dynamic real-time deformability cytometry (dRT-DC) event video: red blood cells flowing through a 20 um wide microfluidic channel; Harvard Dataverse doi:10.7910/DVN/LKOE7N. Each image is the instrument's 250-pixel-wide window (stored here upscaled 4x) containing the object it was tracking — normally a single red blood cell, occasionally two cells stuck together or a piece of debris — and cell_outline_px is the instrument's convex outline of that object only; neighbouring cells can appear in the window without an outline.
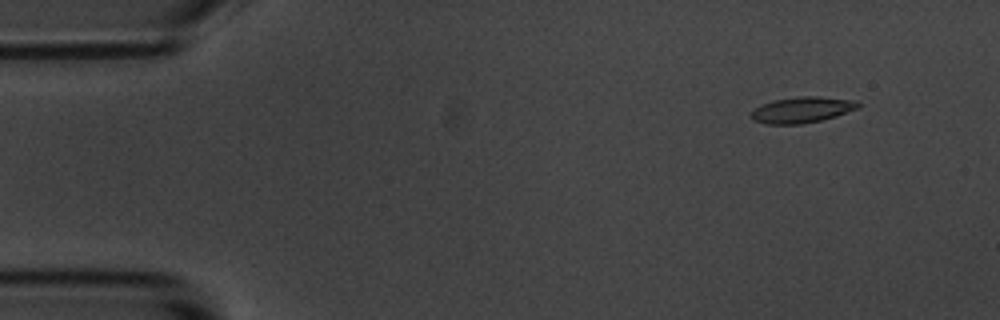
{"species": "common noctule bat (a hibernating species)", "species_latin": "Nyctalus noctula", "temperature_condition": "room temperature", "stored_images_in_passage": 4, "camera_frame_rate_fps": 3000, "um_per_image_px": 0.085, "animal": {"sex": "male", "body_mass_g": 20.1, "forearm_length_mm": 53.5}, "frame": {"image": 1, "passage_image": 1, "time_ms": 0.0, "image_size_px": [1000, 320], "cell_outline_px": [[860, 108], [836, 116], [820, 120], [800, 124], [764, 124], [752, 120], [748, 116], [760, 104], [776, 100], [800, 96], [816, 96], [856, 100], [860, 104]], "centroid_in_image_um": [68.16, 9.34], "position_along_channel_um": 16.8, "area_um2": 16.24}}
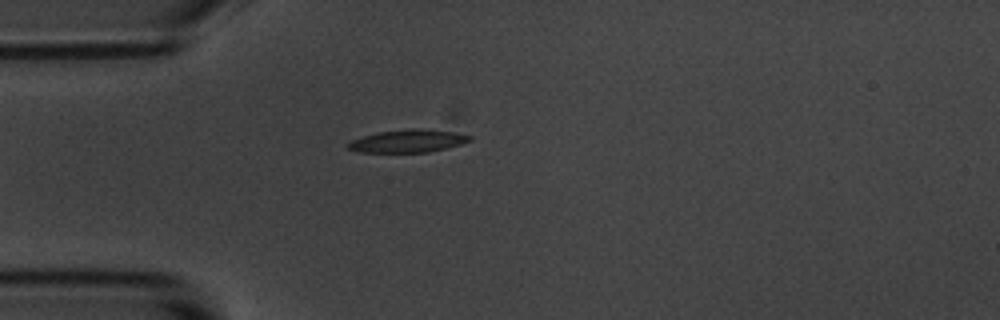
{"frame": {"image": 2, "passage_image": 3, "time_ms": 3.333, "image_size_px": [1000, 320], "cell_outline_px": [[472, 140], [460, 144], [428, 152], [360, 152], [348, 148], [344, 144], [352, 140], [364, 136], [380, 132], [412, 128], [452, 132], [472, 136]], "centroid_in_image_um": [34.64, 11.99], "position_along_channel_um": 50.4, "area_um2": 15.78}}